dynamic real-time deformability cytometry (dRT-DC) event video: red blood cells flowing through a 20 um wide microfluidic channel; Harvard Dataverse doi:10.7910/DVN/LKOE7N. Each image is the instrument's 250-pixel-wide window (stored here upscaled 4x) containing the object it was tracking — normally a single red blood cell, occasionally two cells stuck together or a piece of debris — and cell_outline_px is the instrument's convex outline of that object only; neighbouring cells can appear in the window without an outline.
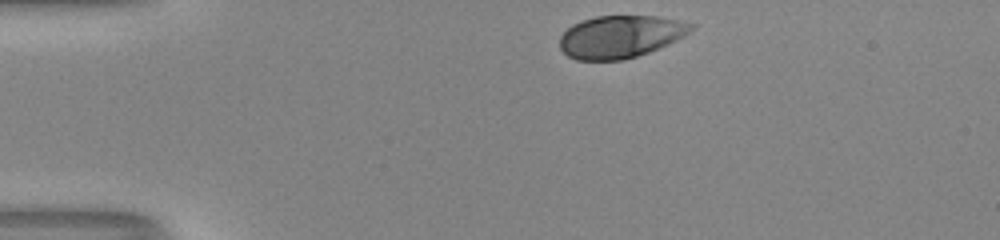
{"species": "human", "species_latin": "Homo sapiens", "temperature_condition": "room temperature", "stored_images_in_passage": 33, "camera_frame_rate_fps": 3000, "um_per_image_px": 0.085, "donor": {"sex": "male"}, "frame": {"image": 1, "passage_image": 1, "time_ms": 0.0, "image_size_px": [1000, 240], "cell_outline_px": [[696, 28], [684, 36], [668, 44], [648, 52], [624, 60], [576, 60], [568, 56], [560, 48], [560, 36], [572, 24], [580, 20], [596, 16], [656, 16], [696, 24]], "centroid_in_image_um": [52.73, 3.11], "position_along_channel_um": 32.3, "area_um2": 32.54}}
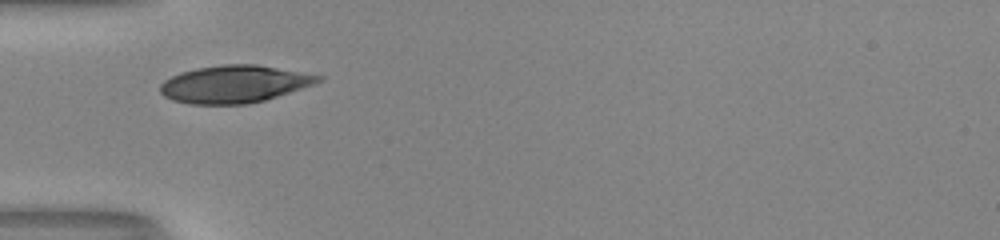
{"frame": {"image": 2, "passage_image": 8, "time_ms": 2.333, "image_size_px": [1000, 240], "cell_outline_px": [[324, 80], [316, 84], [264, 100], [248, 104], [192, 104], [172, 100], [164, 96], [160, 92], [160, 84], [164, 80], [180, 72], [196, 68], [224, 64], [256, 64], [324, 76]], "centroid_in_image_um": [19.93, 7.14], "position_along_channel_um": 65.1, "area_um2": 34.51}}
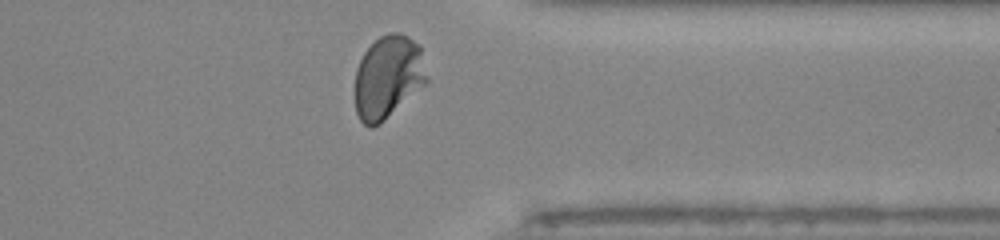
{"frame": {"image": 3, "passage_image": 32, "time_ms": 10.333, "image_size_px": [1000, 240], "cell_outline_px": [[428, 80], [424, 84], [380, 124], [372, 128], [368, 128], [360, 120], [356, 112], [356, 68], [364, 52], [380, 36], [388, 32], [400, 32], [408, 36], [420, 44], [428, 76]], "centroid_in_image_um": [32.99, 6.53], "position_along_channel_um": 378.4, "area_um2": 34.74}, "authors_computed_cell_mechanics": {"area_um2": 33.813, "velocity_mm_per_s": 4.0013, "shape_relaxation_time_tau1_ms": 2.4468, "shape_relaxation_time_tau2_ms": null, "deformation_change_tau1": 0.178, "deformation_change_tau2": null}}